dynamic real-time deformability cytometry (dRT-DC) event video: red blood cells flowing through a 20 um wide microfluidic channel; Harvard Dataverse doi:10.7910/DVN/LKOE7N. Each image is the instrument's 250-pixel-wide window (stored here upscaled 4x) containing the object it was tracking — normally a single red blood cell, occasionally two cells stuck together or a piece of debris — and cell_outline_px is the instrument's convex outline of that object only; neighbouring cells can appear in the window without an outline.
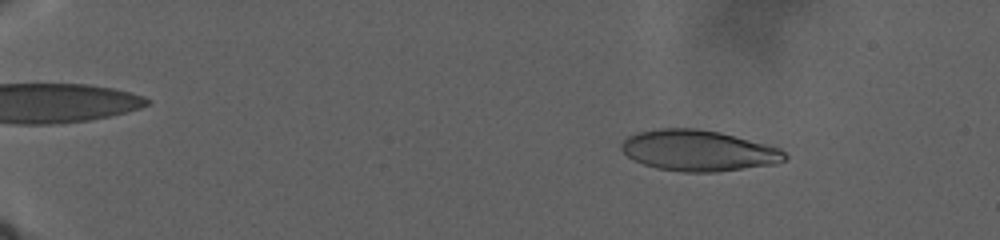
{"species": "human", "species_latin": "Homo sapiens", "temperature_condition": "warm", "stored_images_in_passage": 77, "camera_frame_rate_fps": 3000, "um_per_image_px": 0.085, "donor": {"sex": "male"}, "frame": {"image": 1, "passage_image": 15, "time_ms": 6.333, "image_size_px": [1000, 240], "cell_outline_px": [[788, 156], [784, 160], [776, 164], [716, 172], [684, 172], [656, 168], [644, 164], [628, 156], [620, 148], [620, 144], [628, 136], [636, 132], [660, 128], [696, 128], [720, 132], [780, 148]], "centroid_in_image_um": [59.36, 12.8], "position_along_channel_um": 25.6, "area_um2": 38.9}}
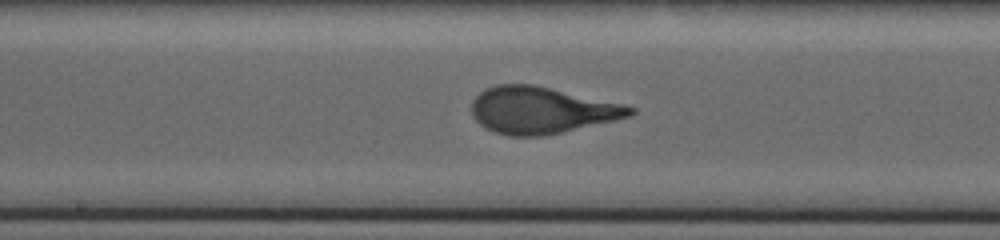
{"frame": {"image": 2, "passage_image": 51, "time_ms": 24.0, "image_size_px": [1000, 240], "cell_outline_px": [[636, 112], [632, 116], [616, 120], [544, 136], [508, 136], [484, 128], [472, 116], [472, 100], [484, 88], [496, 84], [532, 84], [624, 104], [636, 108]], "centroid_in_image_um": [46.01, 9.37], "position_along_channel_um": 202.2, "area_um2": 43.23}}
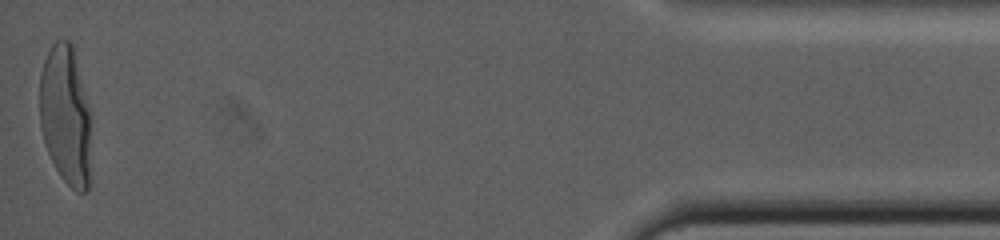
{"frame": {"image": 3, "passage_image": 77, "time_ms": 40.333, "image_size_px": [1000, 240], "cell_outline_px": [[88, 188], [84, 192], [76, 192], [60, 176], [48, 152], [40, 128], [40, 72], [44, 60], [52, 44], [56, 40], [68, 40], [72, 44], [88, 108]], "centroid_in_image_um": [5.52, 9.77], "position_along_channel_um": 429.7, "area_um2": 40.58}}